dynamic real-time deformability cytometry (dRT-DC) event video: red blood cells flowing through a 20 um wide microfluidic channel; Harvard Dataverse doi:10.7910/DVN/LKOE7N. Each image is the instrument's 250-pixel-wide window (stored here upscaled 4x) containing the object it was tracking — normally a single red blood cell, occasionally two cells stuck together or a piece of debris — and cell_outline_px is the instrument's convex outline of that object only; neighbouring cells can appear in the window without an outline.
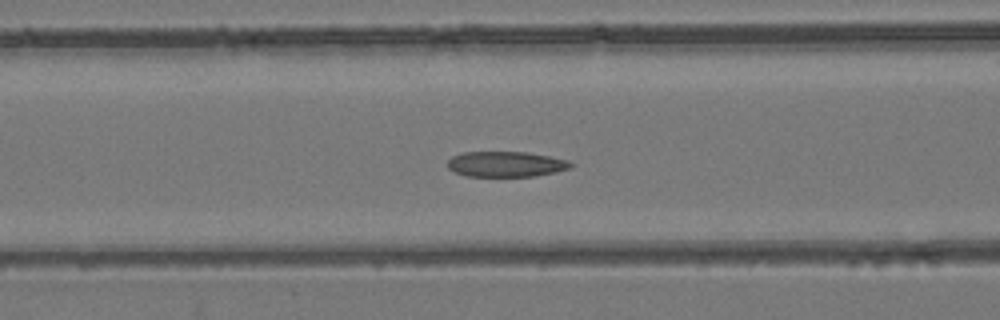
{"species": "common noctule bat (a hibernating species)", "species_latin": "Nyctalus noctula", "temperature_condition": "room temperature", "stored_images_in_passage": 54, "camera_frame_rate_fps": 3000, "um_per_image_px": 0.085, "animal": {"sex": "female", "body_mass_g": 24.6, "forearm_length_mm": 56.2}, "frame": {"image": 1, "passage_image": 22, "time_ms": 7.0, "image_size_px": [1000, 320], "cell_outline_px": [[572, 168], [556, 172], [536, 176], [468, 176], [456, 172], [448, 168], [448, 160], [452, 156], [460, 152], [528, 152], [568, 160], [572, 164]], "centroid_in_image_um": [43.01, 13.95], "position_along_channel_um": 123.6, "area_um2": 18.26}}
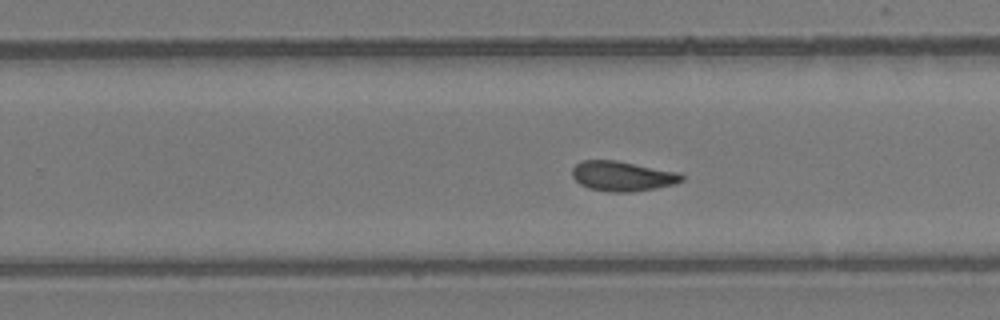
{"frame": {"image": 2, "passage_image": 34, "time_ms": 11.0, "image_size_px": [1000, 320], "cell_outline_px": [[684, 180], [676, 184], [656, 188], [632, 192], [608, 192], [588, 188], [580, 184], [572, 176], [572, 168], [580, 160], [616, 160], [680, 172], [684, 176]], "centroid_in_image_um": [52.92, 14.97], "position_along_channel_um": 276.9, "area_um2": 19.36}}
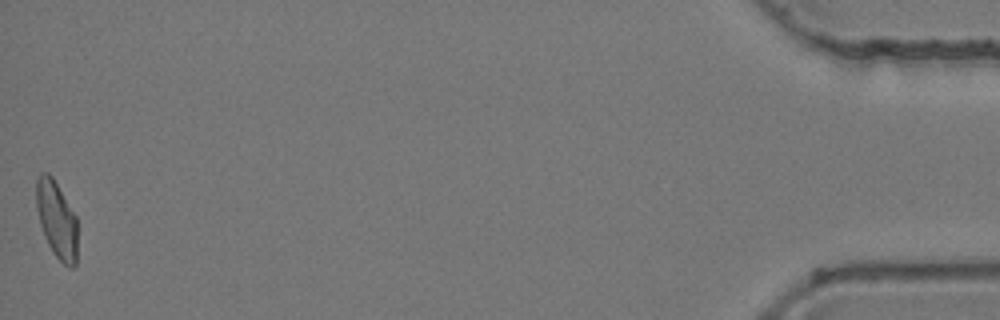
{"frame": {"image": 3, "passage_image": 54, "time_ms": 17.667, "image_size_px": [1000, 320], "cell_outline_px": [[76, 264], [72, 268], [68, 268], [52, 252], [44, 236], [40, 224], [36, 208], [36, 180], [40, 172], [48, 172], [52, 176], [76, 216]], "centroid_in_image_um": [4.79, 18.66], "position_along_channel_um": 430.4, "area_um2": 18.44}, "authors_computed_cell_mechanics": {"area_um2": 19.363, "velocity_mm_per_s": 3.8369, "shape_relaxation_time_tau1_ms": null, "shape_relaxation_time_tau2_ms": 2.7711, "deformation_change_tau1": null, "deformation_change_tau2": 0.0818}}